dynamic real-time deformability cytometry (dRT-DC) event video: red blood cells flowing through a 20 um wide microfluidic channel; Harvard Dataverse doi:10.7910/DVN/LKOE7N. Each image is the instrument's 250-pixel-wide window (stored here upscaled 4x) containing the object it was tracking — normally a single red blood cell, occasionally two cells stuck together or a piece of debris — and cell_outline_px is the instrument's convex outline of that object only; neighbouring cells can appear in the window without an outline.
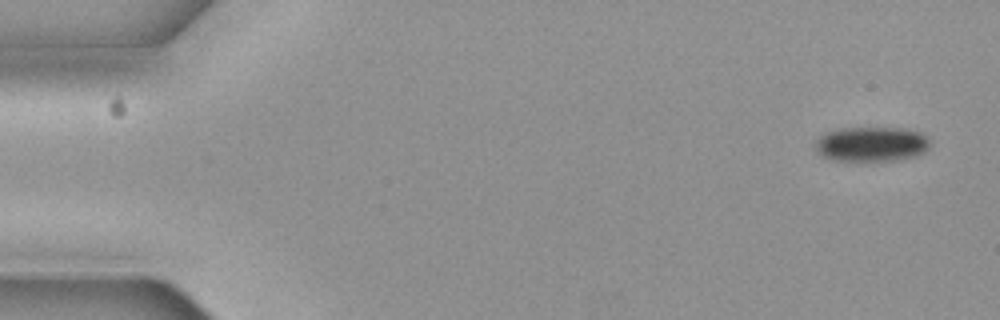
{"species": "common noctule bat (a hibernating species)", "species_latin": "Nyctalus noctula", "temperature_condition": "cold", "stored_images_in_passage": 5, "camera_frame_rate_fps": 3000, "um_per_image_px": 0.085, "animal": {"sex": "female", "body_mass_g": 19.3, "forearm_length_mm": 54.1}, "frame": {"image": 1, "passage_image": 1, "time_ms": 0.0, "image_size_px": [1000, 320], "cell_outline_px": [[928, 148], [920, 156], [900, 160], [864, 164], [832, 160], [816, 152], [816, 140], [820, 136], [828, 132], [840, 128], [904, 128], [920, 132], [928, 140]], "centroid_in_image_um": [74.07, 12.31], "position_along_channel_um": 10.9, "area_um2": 24.16}}